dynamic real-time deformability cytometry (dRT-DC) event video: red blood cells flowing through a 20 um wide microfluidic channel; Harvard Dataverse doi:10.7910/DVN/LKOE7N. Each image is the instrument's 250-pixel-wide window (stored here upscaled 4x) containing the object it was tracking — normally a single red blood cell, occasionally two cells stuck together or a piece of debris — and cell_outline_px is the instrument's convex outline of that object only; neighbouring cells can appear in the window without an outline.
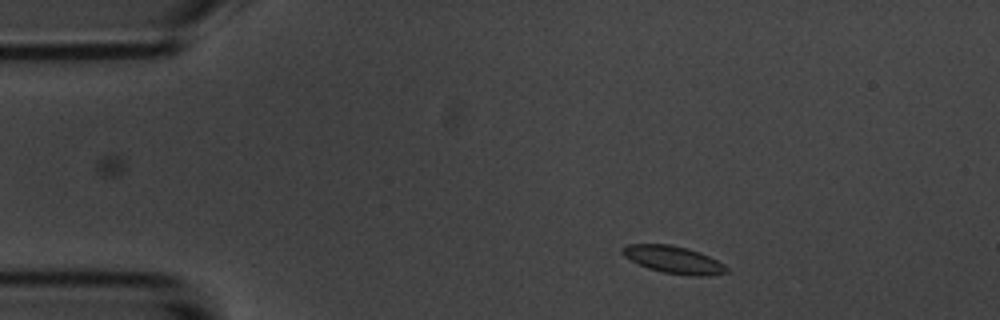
{"species": "common noctule bat (a hibernating species)", "species_latin": "Nyctalus noctula", "temperature_condition": "room temperature", "stored_images_in_passage": 4, "camera_frame_rate_fps": 3000, "um_per_image_px": 0.085, "animal": {"sex": "male", "body_mass_g": 20.1, "forearm_length_mm": 53.5}, "frame": {"image": 1, "passage_image": 2, "time_ms": 1.333, "image_size_px": [1000, 320], "cell_outline_px": [[728, 272], [708, 276], [692, 276], [664, 272], [648, 268], [624, 256], [620, 252], [620, 248], [628, 244], [668, 244], [700, 252], [724, 264], [728, 268]], "centroid_in_image_um": [57.25, 22.07], "position_along_channel_um": 27.8, "area_um2": 16.42}}